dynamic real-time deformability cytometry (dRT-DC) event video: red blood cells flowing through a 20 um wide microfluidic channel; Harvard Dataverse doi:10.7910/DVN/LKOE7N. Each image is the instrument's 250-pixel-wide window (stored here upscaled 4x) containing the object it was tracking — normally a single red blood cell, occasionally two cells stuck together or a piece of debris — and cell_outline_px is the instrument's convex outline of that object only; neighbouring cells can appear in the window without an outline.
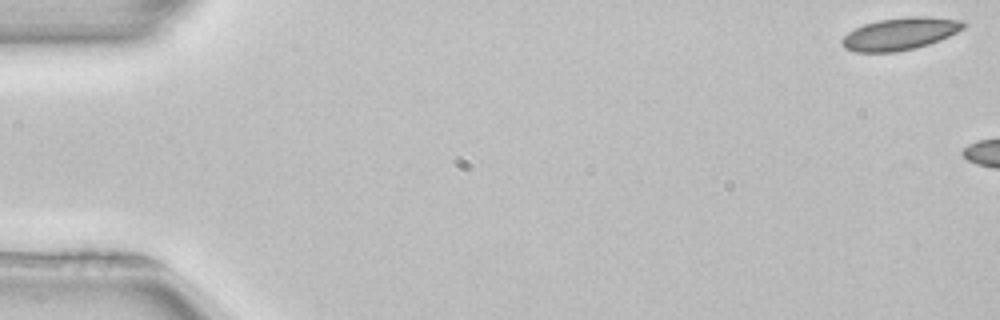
{"species": "common noctule bat (a hibernating species)", "species_latin": "Nyctalus noctula", "temperature_condition": "room temperature", "stored_images_in_passage": 5, "camera_frame_rate_fps": 3000, "um_per_image_px": 0.085, "animal": {"sex": "female", "body_mass_g": 22.7, "forearm_length_mm": 54.2}, "frame": {"image": 1, "passage_image": 1, "time_ms": 0.0, "image_size_px": [1000, 320], "cell_outline_px": [[968, 24], [964, 28], [940, 40], [916, 48], [896, 52], [856, 52], [844, 48], [840, 44], [840, 40], [848, 32], [864, 24], [880, 20], [908, 16], [928, 16], [964, 20]], "centroid_in_image_um": [76.52, 2.87], "position_along_channel_um": 8.5, "area_um2": 23.06}}